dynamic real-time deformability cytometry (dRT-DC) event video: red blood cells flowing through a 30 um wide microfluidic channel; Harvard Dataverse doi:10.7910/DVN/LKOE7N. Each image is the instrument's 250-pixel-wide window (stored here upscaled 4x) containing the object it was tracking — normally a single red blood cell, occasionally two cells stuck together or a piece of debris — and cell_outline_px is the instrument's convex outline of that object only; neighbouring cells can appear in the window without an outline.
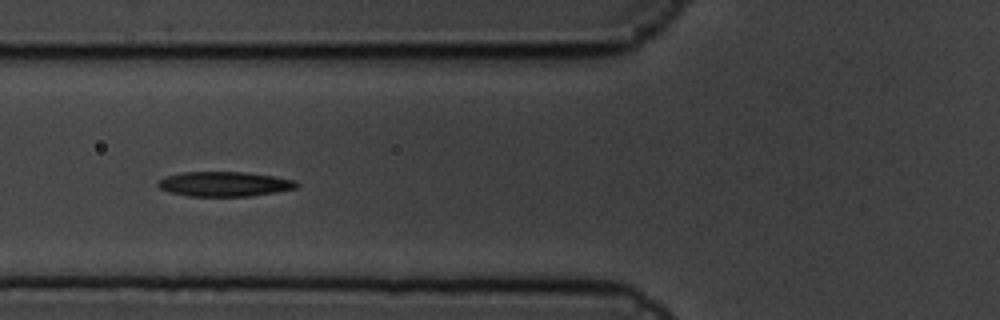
{"species": "common noctule bat (a hibernating species)", "species_latin": "Nyctalus noctula", "temperature_condition": "cold", "stored_images_in_passage": 7, "camera_frame_rate_fps": 3000, "um_per_image_px": 0.085, "animal": {"sex": "male", "body_mass_g": 19.5, "forearm_length_mm": 54.6}, "frame": {"image": 1, "passage_image": 7, "time_ms": 2.0, "image_size_px": [1000, 320], "cell_outline_px": [[300, 184], [296, 188], [276, 192], [248, 196], [188, 196], [168, 192], [160, 188], [156, 184], [164, 176], [180, 172], [248, 172], [296, 180]], "centroid_in_image_um": [19.06, 15.63], "position_along_channel_um": 106.7, "area_um2": 20.11}}